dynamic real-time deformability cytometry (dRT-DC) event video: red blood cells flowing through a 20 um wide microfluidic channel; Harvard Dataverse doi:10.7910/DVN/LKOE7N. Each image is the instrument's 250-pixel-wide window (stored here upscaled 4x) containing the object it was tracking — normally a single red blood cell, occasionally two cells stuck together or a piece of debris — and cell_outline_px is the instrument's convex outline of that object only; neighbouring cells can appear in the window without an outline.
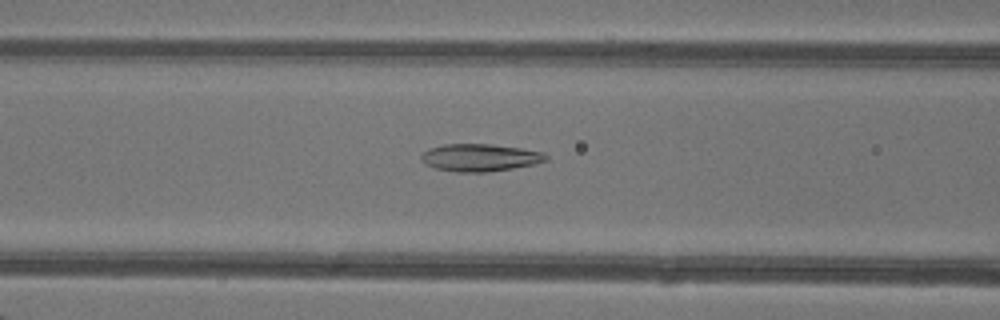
{"species": "common noctule bat (a hibernating species)", "species_latin": "Nyctalus noctula", "temperature_condition": "warm", "stored_images_in_passage": 49, "camera_frame_rate_fps": 3000, "um_per_image_px": 0.085, "animal": {"sex": "female"}, "frame": {"image": 1, "passage_image": 21, "time_ms": 6.667, "image_size_px": [1000, 320], "cell_outline_px": [[548, 160], [536, 164], [488, 172], [456, 172], [436, 168], [428, 164], [420, 156], [428, 148], [444, 144], [492, 144], [520, 148], [544, 152], [548, 156]], "centroid_in_image_um": [40.85, 13.39], "position_along_channel_um": 125.8, "area_um2": 19.88}}
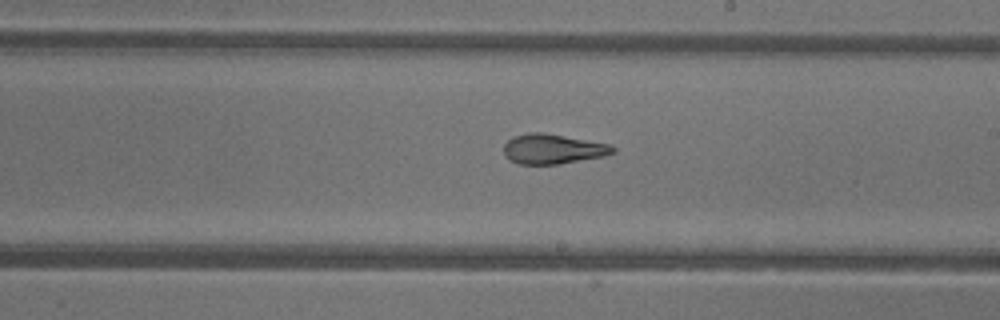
{"frame": {"image": 2, "passage_image": 29, "time_ms": 9.333, "image_size_px": [1000, 320], "cell_outline_px": [[616, 152], [604, 156], [560, 164], [520, 164], [504, 156], [504, 144], [512, 136], [528, 132], [544, 132], [612, 144], [616, 148]], "centroid_in_image_um": [47.02, 12.65], "position_along_channel_um": 242.0, "area_um2": 19.25}}
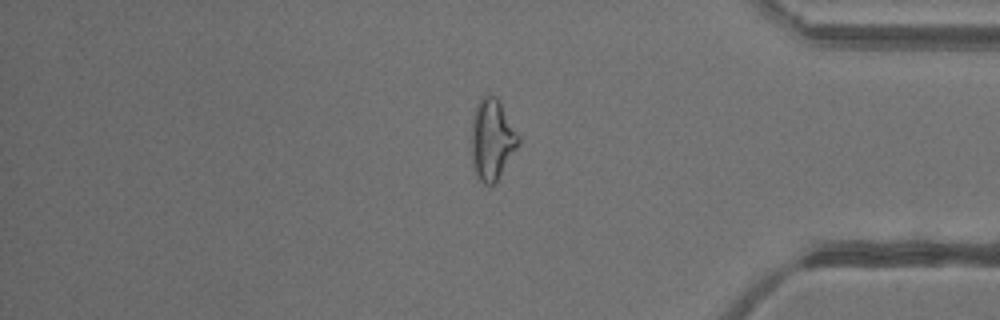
{"frame": {"image": 3, "passage_image": 41, "time_ms": 13.333, "image_size_px": [1000, 320], "cell_outline_px": [[520, 144], [496, 184], [484, 184], [480, 180], [472, 164], [472, 116], [476, 104], [488, 92], [496, 96], [520, 136]], "centroid_in_image_um": [41.84, 11.86], "position_along_channel_um": 393.4, "area_um2": 22.37}, "authors_computed_cell_mechanics": {"area_um2": 21.7906, "velocity_mm_per_s": 4.3619, "shape_relaxation_time_tau1_ms": 6.3631, "shape_relaxation_time_tau2_ms": 1.9911, "deformation_change_tau1": 0.2069, "deformation_change_tau2": 0.1014}}